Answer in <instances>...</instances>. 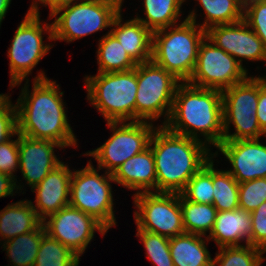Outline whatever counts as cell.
<instances>
[{
  "label": "cell",
  "mask_w": 266,
  "mask_h": 266,
  "mask_svg": "<svg viewBox=\"0 0 266 266\" xmlns=\"http://www.w3.org/2000/svg\"><path fill=\"white\" fill-rule=\"evenodd\" d=\"M28 82L24 84L15 104L17 133L33 139L54 141L63 148L77 146L59 84L49 80L43 71L33 79L31 93Z\"/></svg>",
  "instance_id": "6da1fadb"
},
{
  "label": "cell",
  "mask_w": 266,
  "mask_h": 266,
  "mask_svg": "<svg viewBox=\"0 0 266 266\" xmlns=\"http://www.w3.org/2000/svg\"><path fill=\"white\" fill-rule=\"evenodd\" d=\"M149 146L156 169V192L180 194L188 181L218 152L210 153L203 141L189 138L158 126Z\"/></svg>",
  "instance_id": "7a4b0ae2"
},
{
  "label": "cell",
  "mask_w": 266,
  "mask_h": 266,
  "mask_svg": "<svg viewBox=\"0 0 266 266\" xmlns=\"http://www.w3.org/2000/svg\"><path fill=\"white\" fill-rule=\"evenodd\" d=\"M164 126L174 133L217 147L224 134L222 92L181 82ZM198 133L204 139H199Z\"/></svg>",
  "instance_id": "3957f363"
},
{
  "label": "cell",
  "mask_w": 266,
  "mask_h": 266,
  "mask_svg": "<svg viewBox=\"0 0 266 266\" xmlns=\"http://www.w3.org/2000/svg\"><path fill=\"white\" fill-rule=\"evenodd\" d=\"M196 15L193 10L181 24L152 35L151 60L182 82H188L192 76L199 45L206 36V31L196 24Z\"/></svg>",
  "instance_id": "277c9868"
},
{
  "label": "cell",
  "mask_w": 266,
  "mask_h": 266,
  "mask_svg": "<svg viewBox=\"0 0 266 266\" xmlns=\"http://www.w3.org/2000/svg\"><path fill=\"white\" fill-rule=\"evenodd\" d=\"M87 100L107 122L135 121L137 66L128 71L86 76Z\"/></svg>",
  "instance_id": "5b68a950"
},
{
  "label": "cell",
  "mask_w": 266,
  "mask_h": 266,
  "mask_svg": "<svg viewBox=\"0 0 266 266\" xmlns=\"http://www.w3.org/2000/svg\"><path fill=\"white\" fill-rule=\"evenodd\" d=\"M79 1L59 7L49 14L50 19L55 17L52 22L54 41L69 43L99 30L111 28L115 16L122 11L115 3L106 0Z\"/></svg>",
  "instance_id": "8992f818"
},
{
  "label": "cell",
  "mask_w": 266,
  "mask_h": 266,
  "mask_svg": "<svg viewBox=\"0 0 266 266\" xmlns=\"http://www.w3.org/2000/svg\"><path fill=\"white\" fill-rule=\"evenodd\" d=\"M180 83L173 74L152 60L137 64L135 121L153 122L164 116V126L170 116L174 95Z\"/></svg>",
  "instance_id": "52a82bcc"
},
{
  "label": "cell",
  "mask_w": 266,
  "mask_h": 266,
  "mask_svg": "<svg viewBox=\"0 0 266 266\" xmlns=\"http://www.w3.org/2000/svg\"><path fill=\"white\" fill-rule=\"evenodd\" d=\"M111 181L113 175L105 171L99 175L89 161L81 170H73L70 182L69 205L93 216L107 230L116 225Z\"/></svg>",
  "instance_id": "ba28073f"
},
{
  "label": "cell",
  "mask_w": 266,
  "mask_h": 266,
  "mask_svg": "<svg viewBox=\"0 0 266 266\" xmlns=\"http://www.w3.org/2000/svg\"><path fill=\"white\" fill-rule=\"evenodd\" d=\"M222 92L223 140L259 139L264 135L257 119L259 81L250 75ZM230 124L235 132L229 131Z\"/></svg>",
  "instance_id": "9c48e42d"
},
{
  "label": "cell",
  "mask_w": 266,
  "mask_h": 266,
  "mask_svg": "<svg viewBox=\"0 0 266 266\" xmlns=\"http://www.w3.org/2000/svg\"><path fill=\"white\" fill-rule=\"evenodd\" d=\"M40 14L28 10L23 21L18 26L8 48L10 59V87L21 85L28 78L33 68L48 54L52 45L44 44L43 32L48 33V40H52V23L42 25Z\"/></svg>",
  "instance_id": "30bf717a"
},
{
  "label": "cell",
  "mask_w": 266,
  "mask_h": 266,
  "mask_svg": "<svg viewBox=\"0 0 266 266\" xmlns=\"http://www.w3.org/2000/svg\"><path fill=\"white\" fill-rule=\"evenodd\" d=\"M113 135L103 145L85 153L98 164V170L113 174L129 158L142 152L149 146L150 138L155 130L152 122L121 121L107 122Z\"/></svg>",
  "instance_id": "8fae6325"
},
{
  "label": "cell",
  "mask_w": 266,
  "mask_h": 266,
  "mask_svg": "<svg viewBox=\"0 0 266 266\" xmlns=\"http://www.w3.org/2000/svg\"><path fill=\"white\" fill-rule=\"evenodd\" d=\"M137 229L173 238L185 233L178 193L144 192L134 194Z\"/></svg>",
  "instance_id": "7c38bea8"
},
{
  "label": "cell",
  "mask_w": 266,
  "mask_h": 266,
  "mask_svg": "<svg viewBox=\"0 0 266 266\" xmlns=\"http://www.w3.org/2000/svg\"><path fill=\"white\" fill-rule=\"evenodd\" d=\"M247 77L246 68L205 36L199 45L197 63L188 83L223 91Z\"/></svg>",
  "instance_id": "4fadbf2b"
},
{
  "label": "cell",
  "mask_w": 266,
  "mask_h": 266,
  "mask_svg": "<svg viewBox=\"0 0 266 266\" xmlns=\"http://www.w3.org/2000/svg\"><path fill=\"white\" fill-rule=\"evenodd\" d=\"M43 221L46 233L65 245L79 258L84 254L94 233L105 235L108 230L93 216L70 205L49 215Z\"/></svg>",
  "instance_id": "5bb4252c"
},
{
  "label": "cell",
  "mask_w": 266,
  "mask_h": 266,
  "mask_svg": "<svg viewBox=\"0 0 266 266\" xmlns=\"http://www.w3.org/2000/svg\"><path fill=\"white\" fill-rule=\"evenodd\" d=\"M206 37L234 57L243 68V59L266 61L263 42L243 19L232 24L213 26L206 30Z\"/></svg>",
  "instance_id": "9a60e30c"
},
{
  "label": "cell",
  "mask_w": 266,
  "mask_h": 266,
  "mask_svg": "<svg viewBox=\"0 0 266 266\" xmlns=\"http://www.w3.org/2000/svg\"><path fill=\"white\" fill-rule=\"evenodd\" d=\"M216 148L232 165L227 171L238 183L266 178V145L260 138L223 140Z\"/></svg>",
  "instance_id": "2e32d148"
},
{
  "label": "cell",
  "mask_w": 266,
  "mask_h": 266,
  "mask_svg": "<svg viewBox=\"0 0 266 266\" xmlns=\"http://www.w3.org/2000/svg\"><path fill=\"white\" fill-rule=\"evenodd\" d=\"M19 169L31 189L39 184L60 161L54 148H63L50 140L33 139L18 134Z\"/></svg>",
  "instance_id": "e0dca14e"
},
{
  "label": "cell",
  "mask_w": 266,
  "mask_h": 266,
  "mask_svg": "<svg viewBox=\"0 0 266 266\" xmlns=\"http://www.w3.org/2000/svg\"><path fill=\"white\" fill-rule=\"evenodd\" d=\"M71 176L72 170L62 162L31 189L36 193L33 209L42 221L69 205Z\"/></svg>",
  "instance_id": "ac0fdd59"
},
{
  "label": "cell",
  "mask_w": 266,
  "mask_h": 266,
  "mask_svg": "<svg viewBox=\"0 0 266 266\" xmlns=\"http://www.w3.org/2000/svg\"><path fill=\"white\" fill-rule=\"evenodd\" d=\"M112 175L118 185L128 190H137L135 194L152 192V190L156 192V169L151 147L148 146L129 158Z\"/></svg>",
  "instance_id": "d6986e66"
},
{
  "label": "cell",
  "mask_w": 266,
  "mask_h": 266,
  "mask_svg": "<svg viewBox=\"0 0 266 266\" xmlns=\"http://www.w3.org/2000/svg\"><path fill=\"white\" fill-rule=\"evenodd\" d=\"M121 11L115 16L110 32L136 64L151 60L153 33L135 17L124 23Z\"/></svg>",
  "instance_id": "ffe728a7"
},
{
  "label": "cell",
  "mask_w": 266,
  "mask_h": 266,
  "mask_svg": "<svg viewBox=\"0 0 266 266\" xmlns=\"http://www.w3.org/2000/svg\"><path fill=\"white\" fill-rule=\"evenodd\" d=\"M251 214L244 209L217 211L216 219L207 239L215 241L218 247L250 244Z\"/></svg>",
  "instance_id": "44dd1931"
},
{
  "label": "cell",
  "mask_w": 266,
  "mask_h": 266,
  "mask_svg": "<svg viewBox=\"0 0 266 266\" xmlns=\"http://www.w3.org/2000/svg\"><path fill=\"white\" fill-rule=\"evenodd\" d=\"M43 221L33 209L31 200L8 204L0 210V238L8 241L18 235L36 230ZM6 239V240H5Z\"/></svg>",
  "instance_id": "7402d4cb"
},
{
  "label": "cell",
  "mask_w": 266,
  "mask_h": 266,
  "mask_svg": "<svg viewBox=\"0 0 266 266\" xmlns=\"http://www.w3.org/2000/svg\"><path fill=\"white\" fill-rule=\"evenodd\" d=\"M183 233L170 238V252L174 266H212L213 258L207 249V237ZM206 240V241H205Z\"/></svg>",
  "instance_id": "603a6c76"
},
{
  "label": "cell",
  "mask_w": 266,
  "mask_h": 266,
  "mask_svg": "<svg viewBox=\"0 0 266 266\" xmlns=\"http://www.w3.org/2000/svg\"><path fill=\"white\" fill-rule=\"evenodd\" d=\"M46 233L42 223L36 230L26 234L18 235L3 243V250L9 257L10 265L13 266H34L36 256L43 235Z\"/></svg>",
  "instance_id": "cb8c5ba5"
},
{
  "label": "cell",
  "mask_w": 266,
  "mask_h": 266,
  "mask_svg": "<svg viewBox=\"0 0 266 266\" xmlns=\"http://www.w3.org/2000/svg\"><path fill=\"white\" fill-rule=\"evenodd\" d=\"M98 46L99 73L128 71L137 66L110 31L100 38Z\"/></svg>",
  "instance_id": "d4e9b609"
},
{
  "label": "cell",
  "mask_w": 266,
  "mask_h": 266,
  "mask_svg": "<svg viewBox=\"0 0 266 266\" xmlns=\"http://www.w3.org/2000/svg\"><path fill=\"white\" fill-rule=\"evenodd\" d=\"M185 0H144L145 18L136 16L152 33L177 24Z\"/></svg>",
  "instance_id": "484cf974"
},
{
  "label": "cell",
  "mask_w": 266,
  "mask_h": 266,
  "mask_svg": "<svg viewBox=\"0 0 266 266\" xmlns=\"http://www.w3.org/2000/svg\"><path fill=\"white\" fill-rule=\"evenodd\" d=\"M182 219L185 233H192L206 237L211 232L217 214L213 204H200L186 200L179 194Z\"/></svg>",
  "instance_id": "4316f807"
},
{
  "label": "cell",
  "mask_w": 266,
  "mask_h": 266,
  "mask_svg": "<svg viewBox=\"0 0 266 266\" xmlns=\"http://www.w3.org/2000/svg\"><path fill=\"white\" fill-rule=\"evenodd\" d=\"M213 206L217 211H231L239 208V183L226 170L214 168L212 158Z\"/></svg>",
  "instance_id": "83f0119b"
},
{
  "label": "cell",
  "mask_w": 266,
  "mask_h": 266,
  "mask_svg": "<svg viewBox=\"0 0 266 266\" xmlns=\"http://www.w3.org/2000/svg\"><path fill=\"white\" fill-rule=\"evenodd\" d=\"M205 13V31L217 25L232 24L243 19V9L237 0H197Z\"/></svg>",
  "instance_id": "f1b7e54d"
},
{
  "label": "cell",
  "mask_w": 266,
  "mask_h": 266,
  "mask_svg": "<svg viewBox=\"0 0 266 266\" xmlns=\"http://www.w3.org/2000/svg\"><path fill=\"white\" fill-rule=\"evenodd\" d=\"M264 250L250 244L223 246L213 259L212 266H262Z\"/></svg>",
  "instance_id": "f546056e"
},
{
  "label": "cell",
  "mask_w": 266,
  "mask_h": 266,
  "mask_svg": "<svg viewBox=\"0 0 266 266\" xmlns=\"http://www.w3.org/2000/svg\"><path fill=\"white\" fill-rule=\"evenodd\" d=\"M79 260L69 248L45 233L34 266H78Z\"/></svg>",
  "instance_id": "4dcf8cb0"
},
{
  "label": "cell",
  "mask_w": 266,
  "mask_h": 266,
  "mask_svg": "<svg viewBox=\"0 0 266 266\" xmlns=\"http://www.w3.org/2000/svg\"><path fill=\"white\" fill-rule=\"evenodd\" d=\"M180 194L188 201L213 204L212 159L188 181Z\"/></svg>",
  "instance_id": "1f68e13d"
},
{
  "label": "cell",
  "mask_w": 266,
  "mask_h": 266,
  "mask_svg": "<svg viewBox=\"0 0 266 266\" xmlns=\"http://www.w3.org/2000/svg\"><path fill=\"white\" fill-rule=\"evenodd\" d=\"M137 237L144 245L147 258L155 266H174L169 248L170 239L159 234L137 229Z\"/></svg>",
  "instance_id": "d6a6232c"
},
{
  "label": "cell",
  "mask_w": 266,
  "mask_h": 266,
  "mask_svg": "<svg viewBox=\"0 0 266 266\" xmlns=\"http://www.w3.org/2000/svg\"><path fill=\"white\" fill-rule=\"evenodd\" d=\"M239 208L253 212L266 201V178L239 183Z\"/></svg>",
  "instance_id": "836d02e7"
},
{
  "label": "cell",
  "mask_w": 266,
  "mask_h": 266,
  "mask_svg": "<svg viewBox=\"0 0 266 266\" xmlns=\"http://www.w3.org/2000/svg\"><path fill=\"white\" fill-rule=\"evenodd\" d=\"M244 22L256 33L266 50V0H260L243 11Z\"/></svg>",
  "instance_id": "e575fe53"
},
{
  "label": "cell",
  "mask_w": 266,
  "mask_h": 266,
  "mask_svg": "<svg viewBox=\"0 0 266 266\" xmlns=\"http://www.w3.org/2000/svg\"><path fill=\"white\" fill-rule=\"evenodd\" d=\"M9 98L0 105V143L17 135V110Z\"/></svg>",
  "instance_id": "d590c367"
},
{
  "label": "cell",
  "mask_w": 266,
  "mask_h": 266,
  "mask_svg": "<svg viewBox=\"0 0 266 266\" xmlns=\"http://www.w3.org/2000/svg\"><path fill=\"white\" fill-rule=\"evenodd\" d=\"M251 214L250 245L266 252V201Z\"/></svg>",
  "instance_id": "8d00e7d4"
},
{
  "label": "cell",
  "mask_w": 266,
  "mask_h": 266,
  "mask_svg": "<svg viewBox=\"0 0 266 266\" xmlns=\"http://www.w3.org/2000/svg\"><path fill=\"white\" fill-rule=\"evenodd\" d=\"M19 168L18 137L16 140H8L0 143V172L12 177Z\"/></svg>",
  "instance_id": "74e56055"
},
{
  "label": "cell",
  "mask_w": 266,
  "mask_h": 266,
  "mask_svg": "<svg viewBox=\"0 0 266 266\" xmlns=\"http://www.w3.org/2000/svg\"><path fill=\"white\" fill-rule=\"evenodd\" d=\"M17 179L0 172V198L7 197V196H13L14 190L18 189L22 190V185L16 184ZM20 186V187H19ZM22 188V189H21Z\"/></svg>",
  "instance_id": "f35d334b"
},
{
  "label": "cell",
  "mask_w": 266,
  "mask_h": 266,
  "mask_svg": "<svg viewBox=\"0 0 266 266\" xmlns=\"http://www.w3.org/2000/svg\"><path fill=\"white\" fill-rule=\"evenodd\" d=\"M257 119L263 132L266 131V91L259 82V98L257 105Z\"/></svg>",
  "instance_id": "ab89813d"
},
{
  "label": "cell",
  "mask_w": 266,
  "mask_h": 266,
  "mask_svg": "<svg viewBox=\"0 0 266 266\" xmlns=\"http://www.w3.org/2000/svg\"><path fill=\"white\" fill-rule=\"evenodd\" d=\"M78 0H42L40 3L44 6H48L50 14L53 13L59 7L71 4Z\"/></svg>",
  "instance_id": "60d3db41"
},
{
  "label": "cell",
  "mask_w": 266,
  "mask_h": 266,
  "mask_svg": "<svg viewBox=\"0 0 266 266\" xmlns=\"http://www.w3.org/2000/svg\"><path fill=\"white\" fill-rule=\"evenodd\" d=\"M12 0H0V26Z\"/></svg>",
  "instance_id": "b9f144b4"
},
{
  "label": "cell",
  "mask_w": 266,
  "mask_h": 266,
  "mask_svg": "<svg viewBox=\"0 0 266 266\" xmlns=\"http://www.w3.org/2000/svg\"><path fill=\"white\" fill-rule=\"evenodd\" d=\"M260 0H237V3L242 7V9L244 10L246 7H248L249 5L256 3Z\"/></svg>",
  "instance_id": "7bdbcfd3"
},
{
  "label": "cell",
  "mask_w": 266,
  "mask_h": 266,
  "mask_svg": "<svg viewBox=\"0 0 266 266\" xmlns=\"http://www.w3.org/2000/svg\"><path fill=\"white\" fill-rule=\"evenodd\" d=\"M42 0H33L32 4H31V7L29 8V10H32L33 12L35 13H38L40 14V11H39V3L41 2Z\"/></svg>",
  "instance_id": "ee69618b"
},
{
  "label": "cell",
  "mask_w": 266,
  "mask_h": 266,
  "mask_svg": "<svg viewBox=\"0 0 266 266\" xmlns=\"http://www.w3.org/2000/svg\"><path fill=\"white\" fill-rule=\"evenodd\" d=\"M257 80L260 82L262 88L266 91V76L264 75V77H256Z\"/></svg>",
  "instance_id": "f6af8a7d"
},
{
  "label": "cell",
  "mask_w": 266,
  "mask_h": 266,
  "mask_svg": "<svg viewBox=\"0 0 266 266\" xmlns=\"http://www.w3.org/2000/svg\"><path fill=\"white\" fill-rule=\"evenodd\" d=\"M106 1H110L112 3H115L121 9L124 0H106Z\"/></svg>",
  "instance_id": "bcb514c9"
},
{
  "label": "cell",
  "mask_w": 266,
  "mask_h": 266,
  "mask_svg": "<svg viewBox=\"0 0 266 266\" xmlns=\"http://www.w3.org/2000/svg\"><path fill=\"white\" fill-rule=\"evenodd\" d=\"M7 94H0V105L8 98Z\"/></svg>",
  "instance_id": "7dc6e473"
}]
</instances>
